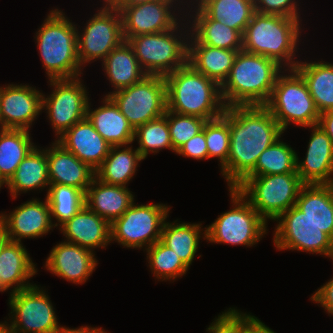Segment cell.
Here are the masks:
<instances>
[{
    "instance_id": "8d00e7d4",
    "label": "cell",
    "mask_w": 333,
    "mask_h": 333,
    "mask_svg": "<svg viewBox=\"0 0 333 333\" xmlns=\"http://www.w3.org/2000/svg\"><path fill=\"white\" fill-rule=\"evenodd\" d=\"M283 136L259 155L255 168L247 176L297 173L298 152L282 140Z\"/></svg>"
},
{
    "instance_id": "9c48e42d",
    "label": "cell",
    "mask_w": 333,
    "mask_h": 333,
    "mask_svg": "<svg viewBox=\"0 0 333 333\" xmlns=\"http://www.w3.org/2000/svg\"><path fill=\"white\" fill-rule=\"evenodd\" d=\"M304 183L297 173L246 176L235 188L268 223L296 203Z\"/></svg>"
},
{
    "instance_id": "1f68e13d",
    "label": "cell",
    "mask_w": 333,
    "mask_h": 333,
    "mask_svg": "<svg viewBox=\"0 0 333 333\" xmlns=\"http://www.w3.org/2000/svg\"><path fill=\"white\" fill-rule=\"evenodd\" d=\"M202 227V222L191 223L178 219L171 222L166 219L160 241L172 249L190 269L199 249L200 240H206V227Z\"/></svg>"
},
{
    "instance_id": "e0dca14e",
    "label": "cell",
    "mask_w": 333,
    "mask_h": 333,
    "mask_svg": "<svg viewBox=\"0 0 333 333\" xmlns=\"http://www.w3.org/2000/svg\"><path fill=\"white\" fill-rule=\"evenodd\" d=\"M29 84L0 86V128L31 130L42 114L43 92Z\"/></svg>"
},
{
    "instance_id": "c3c4849f",
    "label": "cell",
    "mask_w": 333,
    "mask_h": 333,
    "mask_svg": "<svg viewBox=\"0 0 333 333\" xmlns=\"http://www.w3.org/2000/svg\"><path fill=\"white\" fill-rule=\"evenodd\" d=\"M318 125L328 135L333 143V110L321 113L319 116Z\"/></svg>"
},
{
    "instance_id": "9a60e30c",
    "label": "cell",
    "mask_w": 333,
    "mask_h": 333,
    "mask_svg": "<svg viewBox=\"0 0 333 333\" xmlns=\"http://www.w3.org/2000/svg\"><path fill=\"white\" fill-rule=\"evenodd\" d=\"M109 97L134 129L164 116L167 109L166 81L162 76L147 75L141 81Z\"/></svg>"
},
{
    "instance_id": "681fc988",
    "label": "cell",
    "mask_w": 333,
    "mask_h": 333,
    "mask_svg": "<svg viewBox=\"0 0 333 333\" xmlns=\"http://www.w3.org/2000/svg\"><path fill=\"white\" fill-rule=\"evenodd\" d=\"M59 333H109L104 330V328L100 327H92L91 325H82L81 327L78 328H69L66 326H62L60 329Z\"/></svg>"
},
{
    "instance_id": "db71d44e",
    "label": "cell",
    "mask_w": 333,
    "mask_h": 333,
    "mask_svg": "<svg viewBox=\"0 0 333 333\" xmlns=\"http://www.w3.org/2000/svg\"><path fill=\"white\" fill-rule=\"evenodd\" d=\"M8 290H10L6 285H5V283H3V281L0 279V292L2 293H4V292H9L8 294V301H9V298L13 295V292L12 291H8Z\"/></svg>"
},
{
    "instance_id": "e575fe53",
    "label": "cell",
    "mask_w": 333,
    "mask_h": 333,
    "mask_svg": "<svg viewBox=\"0 0 333 333\" xmlns=\"http://www.w3.org/2000/svg\"><path fill=\"white\" fill-rule=\"evenodd\" d=\"M32 131L0 128V189L10 180L22 160L37 146Z\"/></svg>"
},
{
    "instance_id": "bcb514c9",
    "label": "cell",
    "mask_w": 333,
    "mask_h": 333,
    "mask_svg": "<svg viewBox=\"0 0 333 333\" xmlns=\"http://www.w3.org/2000/svg\"><path fill=\"white\" fill-rule=\"evenodd\" d=\"M310 300L326 312L329 316L333 313V277L321 285L311 296Z\"/></svg>"
},
{
    "instance_id": "6da1fadb",
    "label": "cell",
    "mask_w": 333,
    "mask_h": 333,
    "mask_svg": "<svg viewBox=\"0 0 333 333\" xmlns=\"http://www.w3.org/2000/svg\"><path fill=\"white\" fill-rule=\"evenodd\" d=\"M222 116L229 122L230 150L220 173L227 187L235 188L284 132L265 106L225 107Z\"/></svg>"
},
{
    "instance_id": "7c38bea8",
    "label": "cell",
    "mask_w": 333,
    "mask_h": 333,
    "mask_svg": "<svg viewBox=\"0 0 333 333\" xmlns=\"http://www.w3.org/2000/svg\"><path fill=\"white\" fill-rule=\"evenodd\" d=\"M81 78L83 77L47 81L48 86L51 87V93L42 95V112L46 113L55 133L54 140L86 118L91 95L88 96L87 86Z\"/></svg>"
},
{
    "instance_id": "ab89813d",
    "label": "cell",
    "mask_w": 333,
    "mask_h": 333,
    "mask_svg": "<svg viewBox=\"0 0 333 333\" xmlns=\"http://www.w3.org/2000/svg\"><path fill=\"white\" fill-rule=\"evenodd\" d=\"M137 141L136 149L140 155L146 159L148 155L156 154L163 149L173 150L171 136L167 119L162 116L153 121H149L135 129L134 142Z\"/></svg>"
},
{
    "instance_id": "f1b7e54d",
    "label": "cell",
    "mask_w": 333,
    "mask_h": 333,
    "mask_svg": "<svg viewBox=\"0 0 333 333\" xmlns=\"http://www.w3.org/2000/svg\"><path fill=\"white\" fill-rule=\"evenodd\" d=\"M10 196L16 199L30 191H48L50 186L47 163V147L36 146L18 165L10 180L4 185ZM46 188V190H45Z\"/></svg>"
},
{
    "instance_id": "7bdbcfd3",
    "label": "cell",
    "mask_w": 333,
    "mask_h": 333,
    "mask_svg": "<svg viewBox=\"0 0 333 333\" xmlns=\"http://www.w3.org/2000/svg\"><path fill=\"white\" fill-rule=\"evenodd\" d=\"M299 0H253L254 9L258 13L280 15L303 20Z\"/></svg>"
},
{
    "instance_id": "f6af8a7d",
    "label": "cell",
    "mask_w": 333,
    "mask_h": 333,
    "mask_svg": "<svg viewBox=\"0 0 333 333\" xmlns=\"http://www.w3.org/2000/svg\"><path fill=\"white\" fill-rule=\"evenodd\" d=\"M176 155L192 158L193 160H208V150L205 138V124L203 130L184 143L175 153Z\"/></svg>"
},
{
    "instance_id": "ee69618b",
    "label": "cell",
    "mask_w": 333,
    "mask_h": 333,
    "mask_svg": "<svg viewBox=\"0 0 333 333\" xmlns=\"http://www.w3.org/2000/svg\"><path fill=\"white\" fill-rule=\"evenodd\" d=\"M206 328L207 333H241V310L230 307L222 311Z\"/></svg>"
},
{
    "instance_id": "30bf717a",
    "label": "cell",
    "mask_w": 333,
    "mask_h": 333,
    "mask_svg": "<svg viewBox=\"0 0 333 333\" xmlns=\"http://www.w3.org/2000/svg\"><path fill=\"white\" fill-rule=\"evenodd\" d=\"M170 210L171 206L167 204H137L134 201L110 225L111 243L145 251L160 240L163 224L168 219Z\"/></svg>"
},
{
    "instance_id": "ffe728a7",
    "label": "cell",
    "mask_w": 333,
    "mask_h": 333,
    "mask_svg": "<svg viewBox=\"0 0 333 333\" xmlns=\"http://www.w3.org/2000/svg\"><path fill=\"white\" fill-rule=\"evenodd\" d=\"M305 157L297 154V174L304 184H333V143L317 124L310 127Z\"/></svg>"
},
{
    "instance_id": "836d02e7",
    "label": "cell",
    "mask_w": 333,
    "mask_h": 333,
    "mask_svg": "<svg viewBox=\"0 0 333 333\" xmlns=\"http://www.w3.org/2000/svg\"><path fill=\"white\" fill-rule=\"evenodd\" d=\"M294 69L304 79L318 112L333 110V63L304 59Z\"/></svg>"
},
{
    "instance_id": "4316f807",
    "label": "cell",
    "mask_w": 333,
    "mask_h": 333,
    "mask_svg": "<svg viewBox=\"0 0 333 333\" xmlns=\"http://www.w3.org/2000/svg\"><path fill=\"white\" fill-rule=\"evenodd\" d=\"M23 242L8 241L0 252V279L12 292L34 285L30 282L38 268Z\"/></svg>"
},
{
    "instance_id": "44dd1931",
    "label": "cell",
    "mask_w": 333,
    "mask_h": 333,
    "mask_svg": "<svg viewBox=\"0 0 333 333\" xmlns=\"http://www.w3.org/2000/svg\"><path fill=\"white\" fill-rule=\"evenodd\" d=\"M64 241L95 251L111 245L110 224L84 205L58 228ZM66 238V239H65Z\"/></svg>"
},
{
    "instance_id": "b9f144b4",
    "label": "cell",
    "mask_w": 333,
    "mask_h": 333,
    "mask_svg": "<svg viewBox=\"0 0 333 333\" xmlns=\"http://www.w3.org/2000/svg\"><path fill=\"white\" fill-rule=\"evenodd\" d=\"M167 119L173 150L176 151L192 137L203 130L207 120L193 115H182L166 109Z\"/></svg>"
},
{
    "instance_id": "5bb4252c",
    "label": "cell",
    "mask_w": 333,
    "mask_h": 333,
    "mask_svg": "<svg viewBox=\"0 0 333 333\" xmlns=\"http://www.w3.org/2000/svg\"><path fill=\"white\" fill-rule=\"evenodd\" d=\"M273 245L278 251H298L319 254L332 259L333 240L320 230L305 213L295 205L276 220Z\"/></svg>"
},
{
    "instance_id": "f907efd6",
    "label": "cell",
    "mask_w": 333,
    "mask_h": 333,
    "mask_svg": "<svg viewBox=\"0 0 333 333\" xmlns=\"http://www.w3.org/2000/svg\"><path fill=\"white\" fill-rule=\"evenodd\" d=\"M113 7H131L156 0H107Z\"/></svg>"
},
{
    "instance_id": "ac0fdd59",
    "label": "cell",
    "mask_w": 333,
    "mask_h": 333,
    "mask_svg": "<svg viewBox=\"0 0 333 333\" xmlns=\"http://www.w3.org/2000/svg\"><path fill=\"white\" fill-rule=\"evenodd\" d=\"M12 210L8 213L0 212V221L4 224L10 241L41 238L56 228L46 197L44 201L32 197Z\"/></svg>"
},
{
    "instance_id": "d6986e66",
    "label": "cell",
    "mask_w": 333,
    "mask_h": 333,
    "mask_svg": "<svg viewBox=\"0 0 333 333\" xmlns=\"http://www.w3.org/2000/svg\"><path fill=\"white\" fill-rule=\"evenodd\" d=\"M96 251L67 241H59L52 247L44 269L76 285L85 284L98 266Z\"/></svg>"
},
{
    "instance_id": "2e32d148",
    "label": "cell",
    "mask_w": 333,
    "mask_h": 333,
    "mask_svg": "<svg viewBox=\"0 0 333 333\" xmlns=\"http://www.w3.org/2000/svg\"><path fill=\"white\" fill-rule=\"evenodd\" d=\"M186 3L187 0H156L131 7H114L121 14L124 41L176 27L186 17Z\"/></svg>"
},
{
    "instance_id": "52a82bcc",
    "label": "cell",
    "mask_w": 333,
    "mask_h": 333,
    "mask_svg": "<svg viewBox=\"0 0 333 333\" xmlns=\"http://www.w3.org/2000/svg\"><path fill=\"white\" fill-rule=\"evenodd\" d=\"M232 208L206 225V242L233 246L257 245L268 234V223L236 189L228 188Z\"/></svg>"
},
{
    "instance_id": "d6a6232c",
    "label": "cell",
    "mask_w": 333,
    "mask_h": 333,
    "mask_svg": "<svg viewBox=\"0 0 333 333\" xmlns=\"http://www.w3.org/2000/svg\"><path fill=\"white\" fill-rule=\"evenodd\" d=\"M132 144L112 146L109 154L95 171L96 178L109 185L128 187L136 176L139 164L145 159Z\"/></svg>"
},
{
    "instance_id": "60d3db41",
    "label": "cell",
    "mask_w": 333,
    "mask_h": 333,
    "mask_svg": "<svg viewBox=\"0 0 333 333\" xmlns=\"http://www.w3.org/2000/svg\"><path fill=\"white\" fill-rule=\"evenodd\" d=\"M208 160L217 158L220 170L227 164L230 150L229 122L223 117L205 123Z\"/></svg>"
},
{
    "instance_id": "8992f818",
    "label": "cell",
    "mask_w": 333,
    "mask_h": 333,
    "mask_svg": "<svg viewBox=\"0 0 333 333\" xmlns=\"http://www.w3.org/2000/svg\"><path fill=\"white\" fill-rule=\"evenodd\" d=\"M190 26L185 17L165 32L142 34L126 41L147 75L165 77L188 63Z\"/></svg>"
},
{
    "instance_id": "3957f363",
    "label": "cell",
    "mask_w": 333,
    "mask_h": 333,
    "mask_svg": "<svg viewBox=\"0 0 333 333\" xmlns=\"http://www.w3.org/2000/svg\"><path fill=\"white\" fill-rule=\"evenodd\" d=\"M283 70L266 56L238 51L227 79L220 86L225 107L265 106Z\"/></svg>"
},
{
    "instance_id": "d4e9b609",
    "label": "cell",
    "mask_w": 333,
    "mask_h": 333,
    "mask_svg": "<svg viewBox=\"0 0 333 333\" xmlns=\"http://www.w3.org/2000/svg\"><path fill=\"white\" fill-rule=\"evenodd\" d=\"M101 100L102 105L96 107V109L91 108L90 101L87 106L86 117L95 130L111 146L133 144L135 129L109 96H104Z\"/></svg>"
},
{
    "instance_id": "7a4b0ae2",
    "label": "cell",
    "mask_w": 333,
    "mask_h": 333,
    "mask_svg": "<svg viewBox=\"0 0 333 333\" xmlns=\"http://www.w3.org/2000/svg\"><path fill=\"white\" fill-rule=\"evenodd\" d=\"M302 21L255 11L242 36V50L273 59L284 69H294L300 61Z\"/></svg>"
},
{
    "instance_id": "4dcf8cb0",
    "label": "cell",
    "mask_w": 333,
    "mask_h": 333,
    "mask_svg": "<svg viewBox=\"0 0 333 333\" xmlns=\"http://www.w3.org/2000/svg\"><path fill=\"white\" fill-rule=\"evenodd\" d=\"M101 65L104 76L113 89L108 94L105 93L104 96L130 87L147 76L127 41H123L117 48L113 49L101 62Z\"/></svg>"
},
{
    "instance_id": "74e56055",
    "label": "cell",
    "mask_w": 333,
    "mask_h": 333,
    "mask_svg": "<svg viewBox=\"0 0 333 333\" xmlns=\"http://www.w3.org/2000/svg\"><path fill=\"white\" fill-rule=\"evenodd\" d=\"M45 197L49 203L52 222L57 228L85 205V194L72 186L50 184Z\"/></svg>"
},
{
    "instance_id": "4fadbf2b",
    "label": "cell",
    "mask_w": 333,
    "mask_h": 333,
    "mask_svg": "<svg viewBox=\"0 0 333 333\" xmlns=\"http://www.w3.org/2000/svg\"><path fill=\"white\" fill-rule=\"evenodd\" d=\"M38 284L13 292L9 298L8 321L13 333H59L55 308L48 291Z\"/></svg>"
},
{
    "instance_id": "5b68a950",
    "label": "cell",
    "mask_w": 333,
    "mask_h": 333,
    "mask_svg": "<svg viewBox=\"0 0 333 333\" xmlns=\"http://www.w3.org/2000/svg\"><path fill=\"white\" fill-rule=\"evenodd\" d=\"M167 110L207 121L222 116L225 105L220 86L189 63L166 75Z\"/></svg>"
},
{
    "instance_id": "f5cc1de1",
    "label": "cell",
    "mask_w": 333,
    "mask_h": 333,
    "mask_svg": "<svg viewBox=\"0 0 333 333\" xmlns=\"http://www.w3.org/2000/svg\"><path fill=\"white\" fill-rule=\"evenodd\" d=\"M0 333H13L7 320L0 321Z\"/></svg>"
},
{
    "instance_id": "7dc6e473",
    "label": "cell",
    "mask_w": 333,
    "mask_h": 333,
    "mask_svg": "<svg viewBox=\"0 0 333 333\" xmlns=\"http://www.w3.org/2000/svg\"><path fill=\"white\" fill-rule=\"evenodd\" d=\"M241 333H277L250 312L241 311Z\"/></svg>"
},
{
    "instance_id": "8fae6325",
    "label": "cell",
    "mask_w": 333,
    "mask_h": 333,
    "mask_svg": "<svg viewBox=\"0 0 333 333\" xmlns=\"http://www.w3.org/2000/svg\"><path fill=\"white\" fill-rule=\"evenodd\" d=\"M101 2L102 6L97 7L96 13L86 21L84 27L81 26L82 30L76 24L78 58L84 69L94 61L102 62L124 41L120 12L107 0Z\"/></svg>"
},
{
    "instance_id": "f35d334b",
    "label": "cell",
    "mask_w": 333,
    "mask_h": 333,
    "mask_svg": "<svg viewBox=\"0 0 333 333\" xmlns=\"http://www.w3.org/2000/svg\"><path fill=\"white\" fill-rule=\"evenodd\" d=\"M144 253L146 254L147 266L157 281L173 283L178 278L185 276L189 270L174 251L160 240L148 247Z\"/></svg>"
},
{
    "instance_id": "cb8c5ba5",
    "label": "cell",
    "mask_w": 333,
    "mask_h": 333,
    "mask_svg": "<svg viewBox=\"0 0 333 333\" xmlns=\"http://www.w3.org/2000/svg\"><path fill=\"white\" fill-rule=\"evenodd\" d=\"M186 18L190 33L200 43L221 49L242 50V35L220 21L210 19L193 1L186 3Z\"/></svg>"
},
{
    "instance_id": "277c9868",
    "label": "cell",
    "mask_w": 333,
    "mask_h": 333,
    "mask_svg": "<svg viewBox=\"0 0 333 333\" xmlns=\"http://www.w3.org/2000/svg\"><path fill=\"white\" fill-rule=\"evenodd\" d=\"M60 8L49 11L34 39L47 79L83 76L78 58L77 27Z\"/></svg>"
},
{
    "instance_id": "ba28073f",
    "label": "cell",
    "mask_w": 333,
    "mask_h": 333,
    "mask_svg": "<svg viewBox=\"0 0 333 333\" xmlns=\"http://www.w3.org/2000/svg\"><path fill=\"white\" fill-rule=\"evenodd\" d=\"M265 107L283 132L288 126L310 127L318 124L320 113L302 76L295 69H284L277 77Z\"/></svg>"
},
{
    "instance_id": "d590c367",
    "label": "cell",
    "mask_w": 333,
    "mask_h": 333,
    "mask_svg": "<svg viewBox=\"0 0 333 333\" xmlns=\"http://www.w3.org/2000/svg\"><path fill=\"white\" fill-rule=\"evenodd\" d=\"M193 1L210 19L237 30L242 36L255 12L253 0Z\"/></svg>"
},
{
    "instance_id": "83f0119b",
    "label": "cell",
    "mask_w": 333,
    "mask_h": 333,
    "mask_svg": "<svg viewBox=\"0 0 333 333\" xmlns=\"http://www.w3.org/2000/svg\"><path fill=\"white\" fill-rule=\"evenodd\" d=\"M238 51L200 43L191 33L188 40V63L221 86L227 79Z\"/></svg>"
},
{
    "instance_id": "f546056e",
    "label": "cell",
    "mask_w": 333,
    "mask_h": 333,
    "mask_svg": "<svg viewBox=\"0 0 333 333\" xmlns=\"http://www.w3.org/2000/svg\"><path fill=\"white\" fill-rule=\"evenodd\" d=\"M295 206L333 240V184H304Z\"/></svg>"
},
{
    "instance_id": "7402d4cb",
    "label": "cell",
    "mask_w": 333,
    "mask_h": 333,
    "mask_svg": "<svg viewBox=\"0 0 333 333\" xmlns=\"http://www.w3.org/2000/svg\"><path fill=\"white\" fill-rule=\"evenodd\" d=\"M50 184H61L80 189L84 194L96 177L95 170L80 161L56 140L47 146Z\"/></svg>"
},
{
    "instance_id": "603a6c76",
    "label": "cell",
    "mask_w": 333,
    "mask_h": 333,
    "mask_svg": "<svg viewBox=\"0 0 333 333\" xmlns=\"http://www.w3.org/2000/svg\"><path fill=\"white\" fill-rule=\"evenodd\" d=\"M56 141L95 171L112 147L95 130L87 117L74 124Z\"/></svg>"
},
{
    "instance_id": "816d5d0a",
    "label": "cell",
    "mask_w": 333,
    "mask_h": 333,
    "mask_svg": "<svg viewBox=\"0 0 333 333\" xmlns=\"http://www.w3.org/2000/svg\"><path fill=\"white\" fill-rule=\"evenodd\" d=\"M9 241L6 228L4 224L0 221V252L4 245Z\"/></svg>"
},
{
    "instance_id": "484cf974",
    "label": "cell",
    "mask_w": 333,
    "mask_h": 333,
    "mask_svg": "<svg viewBox=\"0 0 333 333\" xmlns=\"http://www.w3.org/2000/svg\"><path fill=\"white\" fill-rule=\"evenodd\" d=\"M133 193L128 187L109 185L95 177L85 193V205L111 225L135 201Z\"/></svg>"
}]
</instances>
